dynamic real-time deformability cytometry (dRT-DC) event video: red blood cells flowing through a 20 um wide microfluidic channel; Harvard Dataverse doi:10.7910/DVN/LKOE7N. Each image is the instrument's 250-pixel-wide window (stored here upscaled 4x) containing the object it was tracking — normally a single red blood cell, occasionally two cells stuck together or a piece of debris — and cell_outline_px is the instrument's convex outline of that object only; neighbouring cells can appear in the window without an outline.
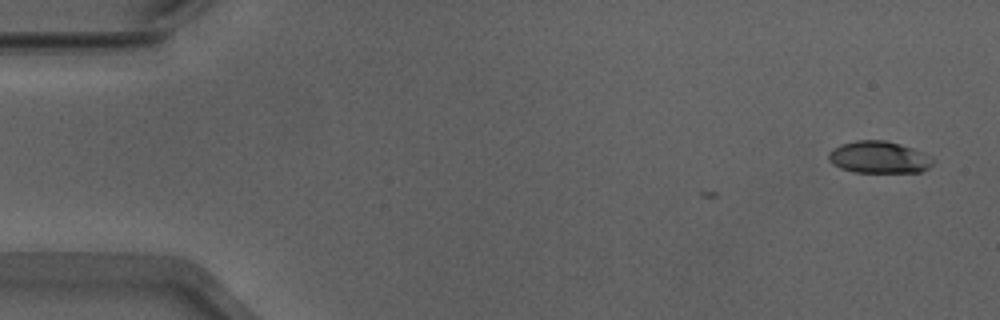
{"species": "Egyptian fruit bat (a non-hibernating species)", "species_latin": "Rousettus aegyptiacus", "temperature_condition": "warm", "stored_images_in_passage": 7, "camera_frame_rate_fps": 3000, "um_per_image_px": 0.085, "animal": {"sex": "male"}, "frame": {"image": 1, "passage_image": 1, "time_ms": 0.0, "image_size_px": [1000, 320], "cell_outline_px": [[936, 160], [928, 168], [920, 172], [856, 172], [840, 168], [832, 164], [828, 160], [828, 152], [832, 148], [840, 144], [856, 140], [884, 140], [900, 144], [924, 152], [932, 156]], "centroid_in_image_um": [74.71, 13.36], "position_along_channel_um": 10.3, "area_um2": 19.71}}